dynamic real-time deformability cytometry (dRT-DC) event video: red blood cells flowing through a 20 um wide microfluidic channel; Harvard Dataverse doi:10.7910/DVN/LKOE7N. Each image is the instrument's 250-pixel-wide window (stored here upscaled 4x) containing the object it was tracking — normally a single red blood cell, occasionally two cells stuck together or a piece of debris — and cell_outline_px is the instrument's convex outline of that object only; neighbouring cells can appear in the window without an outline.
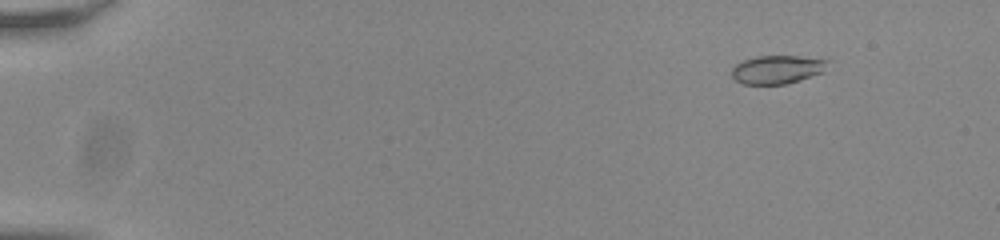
{"species": "common noctule bat (a hibernating species)", "species_latin": "Nyctalus noctula", "temperature_condition": "room temperature", "stored_images_in_passage": 56, "camera_frame_rate_fps": 3000, "um_per_image_px": 0.085, "animal": {"sex": "male", "body_mass_g": 20.0, "forearm_length_mm": 53.3}, "frame": {"image": 1, "passage_image": 7, "time_ms": 2.0, "image_size_px": [1000, 240], "cell_outline_px": [[828, 60], [824, 72], [800, 80], [784, 84], [744, 84], [736, 80], [732, 76], [732, 68], [736, 64], [744, 60], [756, 56], [800, 56]], "centroid_in_image_um": [66.06, 5.9], "position_along_channel_um": 18.9, "area_um2": 15.78}}
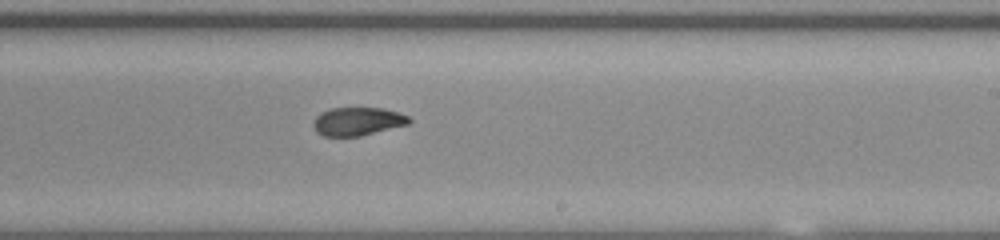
{"frame": {"image": 2, "passage_image": 36, "time_ms": 11.667, "image_size_px": [1000, 240], "cell_outline_px": [[412, 120], [408, 124], [360, 136], [324, 136], [316, 132], [312, 124], [316, 116], [320, 112], [328, 108], [384, 108], [400, 112], [408, 116]], "centroid_in_image_um": [30.38, 10.31], "position_along_channel_um": 258.6, "area_um2": 15.9}}
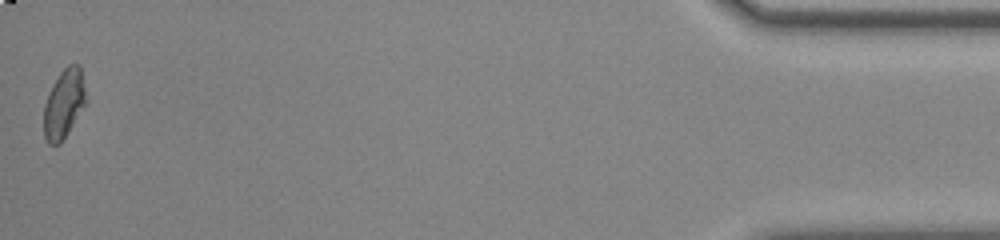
{"frame": {"image": 3, "passage_image": 56, "time_ms": 18.333, "image_size_px": [1000, 240], "cell_outline_px": [[88, 100], [60, 144], [48, 144], [44, 136], [44, 104], [48, 92], [52, 84], [60, 72], [68, 64], [80, 64]], "centroid_in_image_um": [5.44, 8.78], "position_along_channel_um": 429.8, "area_um2": 17.11}, "authors_computed_cell_mechanics": {"area_um2": 16.7042, "velocity_mm_per_s": 3.8047, "shape_relaxation_time_tau1_ms": null, "shape_relaxation_time_tau2_ms": 1.4855, "deformation_change_tau1": null, "deformation_change_tau2": 0.0462}}